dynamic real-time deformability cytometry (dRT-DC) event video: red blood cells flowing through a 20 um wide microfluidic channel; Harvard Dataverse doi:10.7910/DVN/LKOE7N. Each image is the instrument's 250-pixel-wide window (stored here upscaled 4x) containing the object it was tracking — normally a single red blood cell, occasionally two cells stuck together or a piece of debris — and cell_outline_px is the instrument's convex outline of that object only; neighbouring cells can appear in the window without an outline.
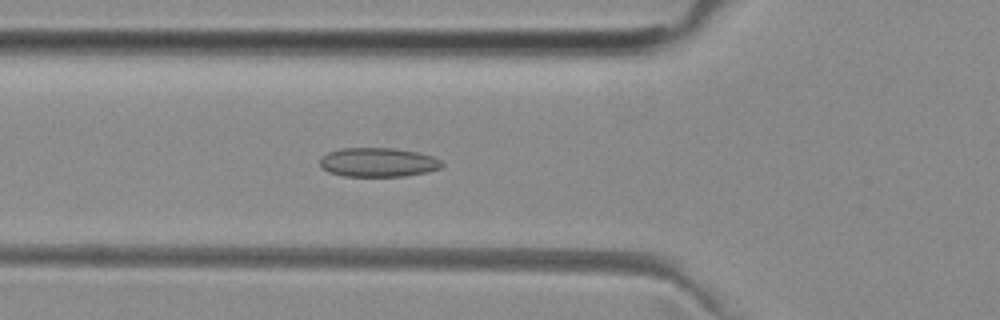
{"species": "common noctule bat (a hibernating species)", "species_latin": "Nyctalus noctula", "temperature_condition": "room temperature", "stored_images_in_passage": 49, "camera_frame_rate_fps": 3000, "um_per_image_px": 0.085, "animal": {"sex": "female", "body_mass_g": 29.2, "forearm_length_mm": 56.3}, "frame": {"image": 1, "passage_image": 15, "time_ms": 4.667, "image_size_px": [1000, 320], "cell_outline_px": [[444, 164], [440, 168], [428, 172], [404, 176], [344, 176], [328, 172], [320, 168], [320, 156], [328, 152], [340, 148], [396, 148], [416, 152], [432, 156], [440, 160]], "centroid_in_image_um": [32.1, 13.79], "position_along_channel_um": 93.7, "area_um2": 20.87}}
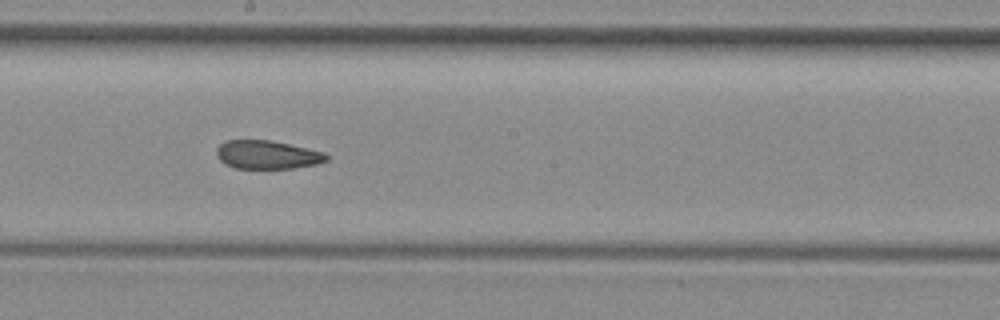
{"frame": {"image": 2, "passage_image": 25, "time_ms": 8.0, "image_size_px": [1000, 320], "cell_outline_px": [[328, 160], [316, 164], [296, 168], [232, 168], [224, 164], [216, 156], [216, 148], [220, 144], [228, 140], [272, 140], [324, 152], [328, 156]], "centroid_in_image_um": [22.69, 13.15], "position_along_channel_um": 225.5, "area_um2": 18.32}}
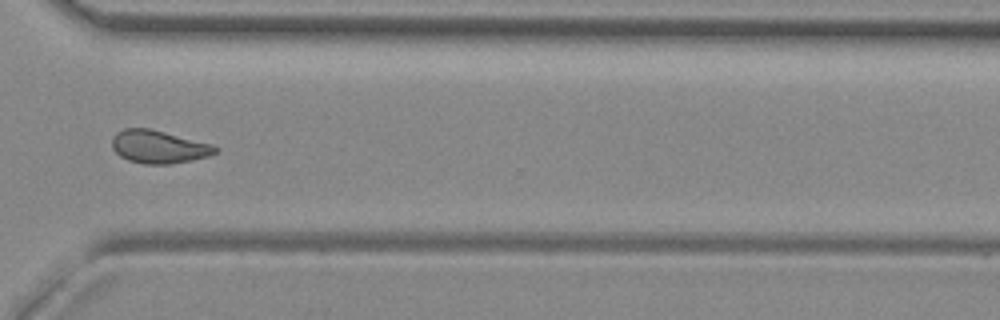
{"frame": {"image": 3, "passage_image": 35, "time_ms": 11.333, "image_size_px": [1000, 320], "cell_outline_px": [[220, 148], [216, 152], [208, 156], [192, 160], [168, 164], [144, 164], [128, 160], [120, 156], [112, 148], [112, 136], [116, 132], [124, 128], [148, 128], [212, 144]], "centroid_in_image_um": [13.47, 12.48], "position_along_channel_um": 357.1, "area_um2": 19.77}, "authors_computed_cell_mechanics": {"area_um2": 19.8254, "velocity_mm_per_s": 3.946, "shape_relaxation_time_tau1_ms": null, "shape_relaxation_time_tau2_ms": 2.4432, "deformation_change_tau1": null, "deformation_change_tau2": 0.0735}}